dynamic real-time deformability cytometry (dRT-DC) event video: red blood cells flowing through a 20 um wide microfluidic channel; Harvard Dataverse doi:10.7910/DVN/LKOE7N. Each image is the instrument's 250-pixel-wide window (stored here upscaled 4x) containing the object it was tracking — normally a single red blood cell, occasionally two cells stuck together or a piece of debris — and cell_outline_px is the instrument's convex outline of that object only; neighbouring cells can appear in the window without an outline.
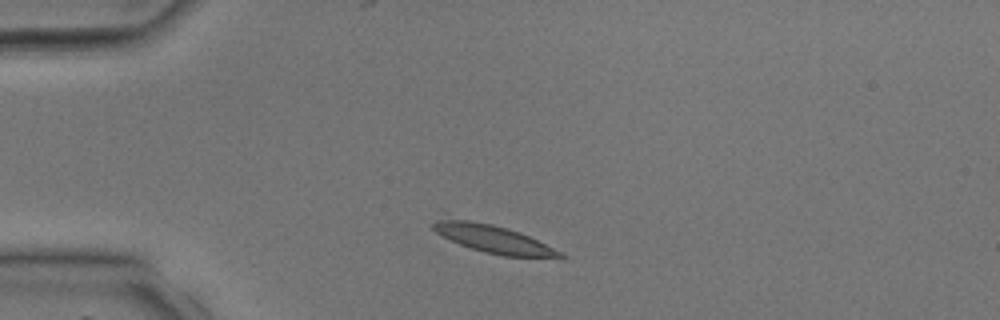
{"species": "common noctule bat (a hibernating species)", "species_latin": "Nyctalus noctula", "temperature_condition": "room temperature", "stored_images_in_passage": 31, "camera_frame_rate_fps": 3000, "um_per_image_px": 0.085, "animal": {"sex": "male", "body_mass_g": 17.9, "forearm_length_mm": 54.2}, "frame": {"image": 1, "passage_image": 1, "time_ms": 0.0, "image_size_px": [1000, 320], "cell_outline_px": [[564, 260], [504, 256], [484, 252], [460, 244], [436, 232], [432, 228], [432, 224], [436, 220], [472, 220], [492, 224], [528, 236], [560, 252], [564, 256]], "centroid_in_image_um": [42.03, 20.36], "position_along_channel_um": 43.0, "area_um2": 20.17}}
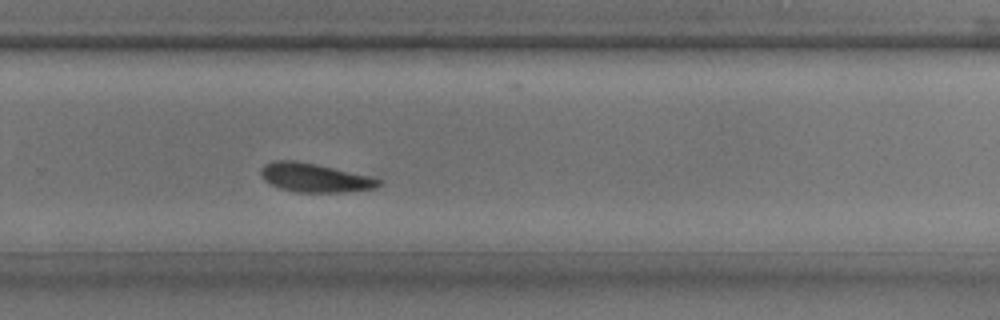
{"frame": {"image": 2, "passage_image": 18, "time_ms": 5.667, "image_size_px": [1000, 320], "cell_outline_px": [[384, 180], [376, 188], [340, 192], [296, 192], [280, 188], [264, 180], [260, 176], [260, 168], [264, 164], [272, 160], [292, 160], [316, 164], [372, 176]], "centroid_in_image_um": [26.74, 15.09], "position_along_channel_um": 303.1, "area_um2": 19.88}}
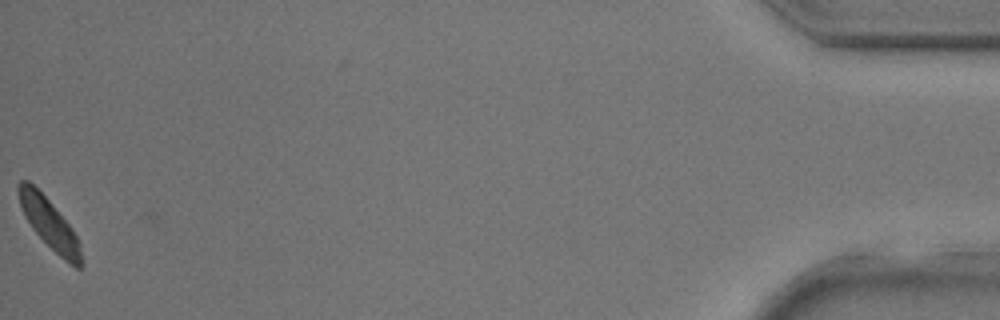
{"frame": {"image": 3, "passage_image": 31, "time_ms": 10.0, "image_size_px": [1000, 320], "cell_outline_px": [[84, 260], [80, 268], [76, 268], [64, 260], [32, 228], [24, 216], [16, 192], [16, 188], [20, 180], [28, 180], [48, 200], [72, 228], [80, 244]], "centroid_in_image_um": [4.19, 19.01], "position_along_channel_um": 431.0, "area_um2": 18.09}}